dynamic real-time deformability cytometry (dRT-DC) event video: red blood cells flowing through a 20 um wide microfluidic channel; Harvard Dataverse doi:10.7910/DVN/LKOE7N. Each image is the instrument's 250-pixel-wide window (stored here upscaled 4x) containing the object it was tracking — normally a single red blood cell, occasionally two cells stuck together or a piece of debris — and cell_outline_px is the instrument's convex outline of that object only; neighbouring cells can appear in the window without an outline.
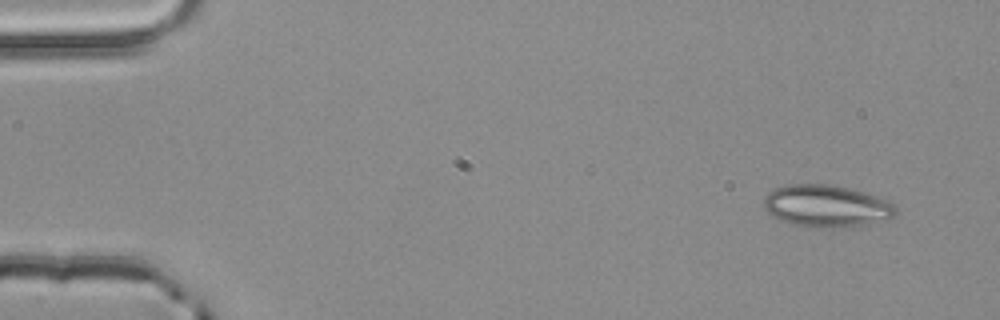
{"species": "common noctule bat (a hibernating species)", "species_latin": "Nyctalus noctula", "temperature_condition": "room temperature", "stored_images_in_passage": 5, "camera_frame_rate_fps": 3000, "um_per_image_px": 0.085, "animal": {"sex": "male", "body_mass_g": 20.4}, "frame": {"image": 1, "passage_image": 1, "time_ms": 0.0, "image_size_px": [1000, 320], "cell_outline_px": [[896, 212], [892, 216], [868, 224], [852, 228], [812, 228], [792, 224], [780, 220], [772, 216], [764, 208], [764, 196], [768, 192], [776, 188], [788, 184], [828, 184], [848, 188], [876, 196], [888, 200], [896, 204]], "centroid_in_image_um": [70.23, 17.53], "position_along_channel_um": 14.8, "area_um2": 32.66}}
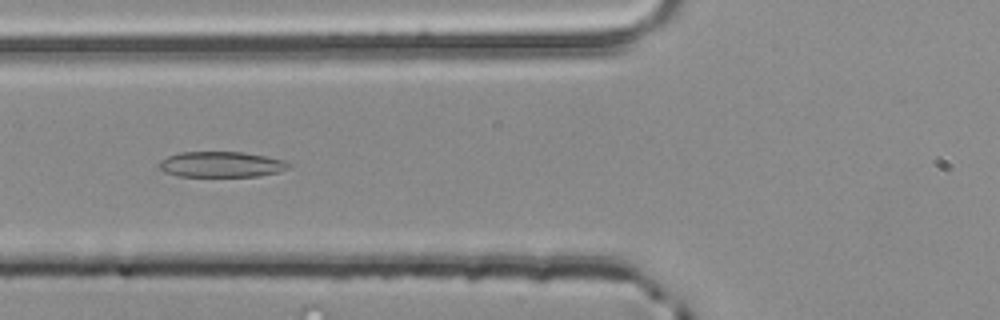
{"frame": {"image": 2, "passage_image": 4, "time_ms": 1.0, "image_size_px": [1000, 320], "cell_outline_px": [[292, 164], [288, 168], [280, 172], [256, 176], [176, 176], [164, 172], [160, 168], [160, 160], [168, 156], [180, 152], [244, 152], [284, 160]], "centroid_in_image_um": [18.81, 13.97], "position_along_channel_um": 107.0, "area_um2": 19.31}}
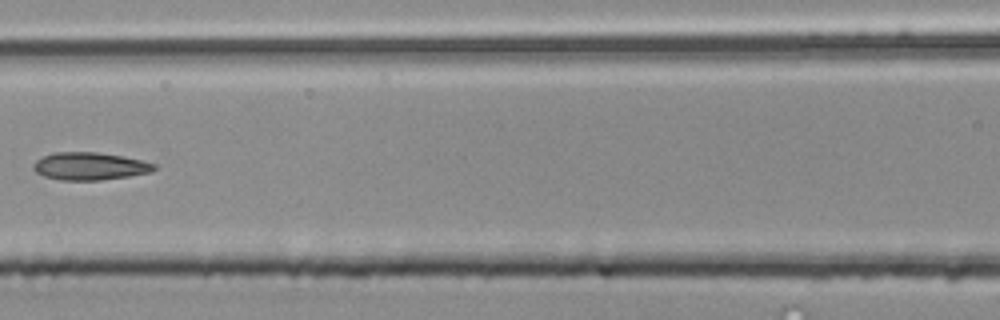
{"frame": {"image": 3, "passage_image": 5, "time_ms": 1.333, "image_size_px": [1000, 320], "cell_outline_px": [[156, 168], [152, 172], [128, 176], [100, 180], [60, 180], [44, 176], [36, 172], [32, 168], [32, 164], [36, 160], [52, 152], [100, 152], [124, 156], [156, 164]], "centroid_in_image_um": [7.62, 14.12], "position_along_channel_um": 159.0, "area_um2": 19.54}}